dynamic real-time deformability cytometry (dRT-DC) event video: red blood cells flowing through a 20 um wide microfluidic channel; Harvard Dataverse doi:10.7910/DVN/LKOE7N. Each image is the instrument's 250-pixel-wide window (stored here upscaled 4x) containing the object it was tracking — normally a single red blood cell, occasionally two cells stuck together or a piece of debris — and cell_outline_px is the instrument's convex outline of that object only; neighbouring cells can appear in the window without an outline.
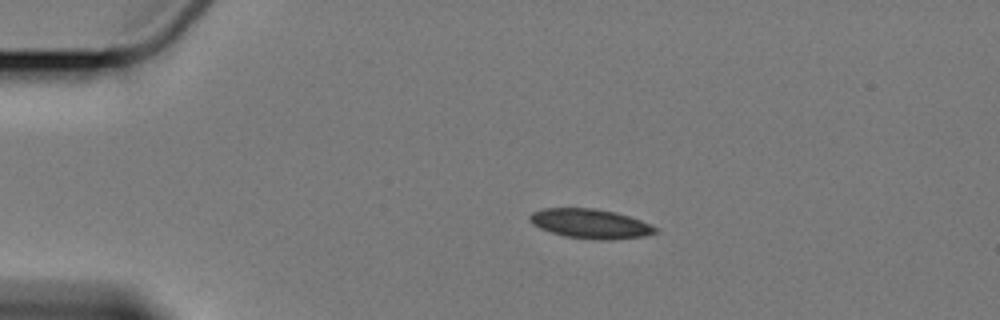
{"species": "Egyptian fruit bat (a non-hibernating species)", "species_latin": "Rousettus aegyptiacus", "temperature_condition": "cold", "stored_images_in_passage": 5, "camera_frame_rate_fps": 3000, "um_per_image_px": 0.085, "animal": {"sex": "female"}, "frame": {"image": 1, "passage_image": 4, "time_ms": 3.333, "image_size_px": [1000, 320], "cell_outline_px": [[660, 232], [644, 236], [612, 240], [564, 236], [540, 228], [532, 224], [528, 220], [528, 216], [532, 212], [544, 208], [592, 208], [616, 212], [652, 224]], "centroid_in_image_um": [50.19, 19.0], "position_along_channel_um": 34.8, "area_um2": 21.5}}